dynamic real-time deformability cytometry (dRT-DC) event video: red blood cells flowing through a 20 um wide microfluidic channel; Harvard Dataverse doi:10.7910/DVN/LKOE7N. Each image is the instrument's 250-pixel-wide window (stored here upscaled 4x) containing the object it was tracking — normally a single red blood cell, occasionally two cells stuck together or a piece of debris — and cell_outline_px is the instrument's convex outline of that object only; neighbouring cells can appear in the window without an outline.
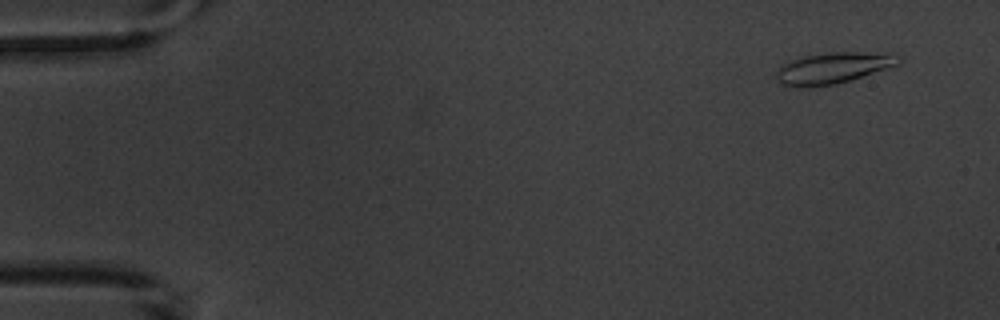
{"species": "common noctule bat (a hibernating species)", "species_latin": "Nyctalus noctula", "temperature_condition": "warm", "stored_images_in_passage": 5, "camera_frame_rate_fps": 3000, "um_per_image_px": 0.085, "animal": {"sex": "male", "body_mass_g": 20.1, "forearm_length_mm": 53.5}, "frame": {"image": 1, "passage_image": 1, "time_ms": 0.0, "image_size_px": [1000, 320], "cell_outline_px": [[900, 60], [896, 64], [836, 84], [808, 88], [796, 88], [780, 84], [776, 80], [776, 72], [784, 64], [792, 60], [804, 56], [828, 52], [892, 52], [900, 56]], "centroid_in_image_um": [70.75, 5.78], "position_along_channel_um": 14.2, "area_um2": 22.14}}
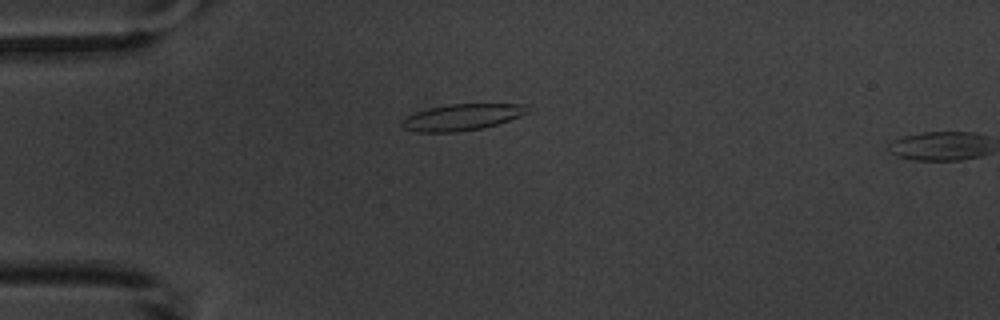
{"frame": {"image": 2, "passage_image": 4, "time_ms": 3.667, "image_size_px": [1000, 320], "cell_outline_px": [[532, 112], [496, 124], [480, 128], [456, 132], [416, 132], [404, 128], [400, 124], [400, 120], [416, 112], [428, 108], [452, 104], [528, 104]], "centroid_in_image_um": [39.29, 9.95], "position_along_channel_um": 45.7, "area_um2": 19.31}}